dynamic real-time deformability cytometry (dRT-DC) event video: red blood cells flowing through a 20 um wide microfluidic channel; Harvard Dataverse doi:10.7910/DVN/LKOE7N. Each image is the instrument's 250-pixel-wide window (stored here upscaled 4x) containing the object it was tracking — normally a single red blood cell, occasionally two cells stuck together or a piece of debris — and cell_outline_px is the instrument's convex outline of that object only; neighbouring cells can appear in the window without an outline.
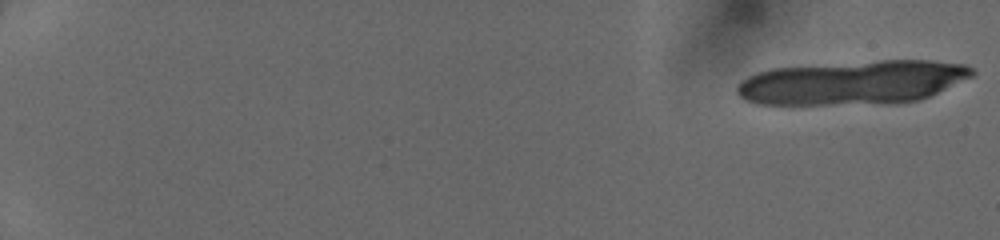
{"species": "human", "species_latin": "Homo sapiens", "temperature_condition": "cold", "stored_images_in_passage": 20, "camera_frame_rate_fps": 3000, "um_per_image_px": 0.085, "donor": {"sex": "female"}, "frame": {"image": 1, "passage_image": 1, "time_ms": 0.0, "image_size_px": [1000, 240], "cell_outline_px": [[976, 72], [972, 76], [920, 100], [896, 104], [808, 108], [792, 108], [756, 104], [744, 100], [736, 92], [736, 84], [748, 76], [756, 72], [772, 68], [880, 60], [928, 60], [964, 64], [972, 68]], "centroid_in_image_um": [72.35, 7.09], "position_along_channel_um": 12.6, "area_um2": 62.71}}